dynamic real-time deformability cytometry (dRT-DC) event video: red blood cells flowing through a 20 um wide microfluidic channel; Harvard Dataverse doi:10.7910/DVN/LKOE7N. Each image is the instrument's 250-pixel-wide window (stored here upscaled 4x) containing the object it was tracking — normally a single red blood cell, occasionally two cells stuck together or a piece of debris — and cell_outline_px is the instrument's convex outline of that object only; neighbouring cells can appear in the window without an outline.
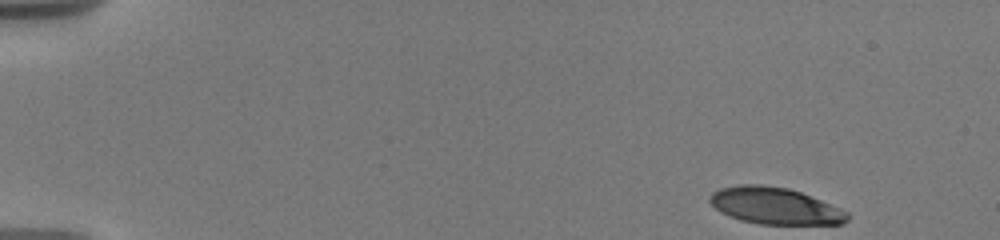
{"species": "human", "species_latin": "Homo sapiens", "temperature_condition": "warm", "stored_images_in_passage": 8, "camera_frame_rate_fps": 3000, "um_per_image_px": 0.085, "donor": {"sex": "male"}, "frame": {"image": 1, "passage_image": 1, "time_ms": 0.0, "image_size_px": [1000, 240], "cell_outline_px": [[848, 220], [844, 224], [760, 224], [740, 220], [720, 212], [708, 200], [708, 196], [712, 192], [720, 188], [740, 184], [764, 184], [788, 188], [800, 192], [840, 208], [848, 212]], "centroid_in_image_um": [65.85, 17.49], "position_along_channel_um": 19.2, "area_um2": 29.48}}
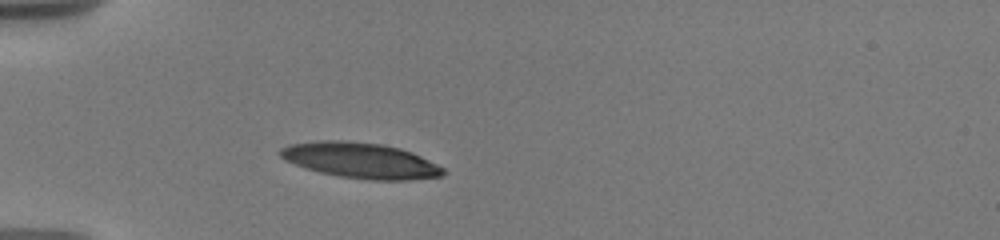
{"frame": {"image": 2, "passage_image": 8, "time_ms": 4.0, "image_size_px": [1000, 240], "cell_outline_px": [[444, 176], [408, 180], [368, 180], [340, 176], [320, 172], [284, 160], [276, 152], [280, 148], [288, 144], [316, 140], [348, 140], [384, 144], [400, 148], [412, 152], [444, 168]], "centroid_in_image_um": [30.62, 13.62], "position_along_channel_um": 54.4, "area_um2": 33.99}}